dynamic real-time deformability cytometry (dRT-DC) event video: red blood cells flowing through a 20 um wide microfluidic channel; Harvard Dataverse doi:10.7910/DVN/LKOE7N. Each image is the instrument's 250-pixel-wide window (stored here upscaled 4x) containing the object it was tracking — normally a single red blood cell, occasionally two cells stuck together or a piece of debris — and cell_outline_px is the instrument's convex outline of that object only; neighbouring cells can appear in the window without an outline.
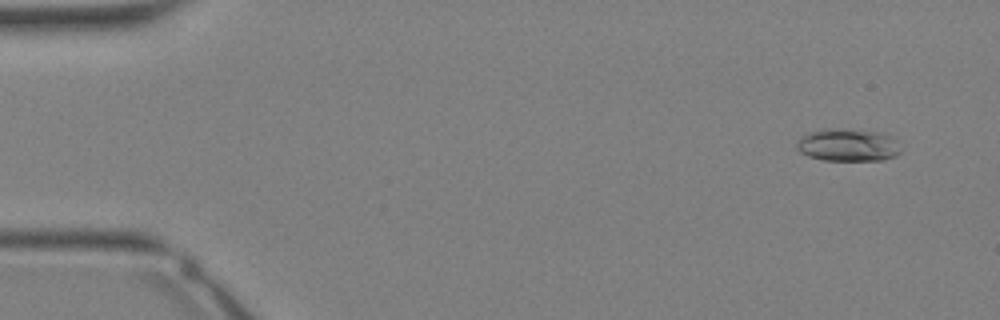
{"species": "Egyptian fruit bat (a non-hibernating species)", "species_latin": "Rousettus aegyptiacus", "temperature_condition": "warm", "stored_images_in_passage": 35, "camera_frame_rate_fps": 3000, "um_per_image_px": 0.085, "animal": {"sex": "female"}, "frame": {"image": 1, "passage_image": 3, "time_ms": 0.667, "image_size_px": [1000, 320], "cell_outline_px": [[900, 152], [896, 156], [884, 160], [824, 160], [808, 156], [800, 152], [796, 148], [796, 144], [808, 132], [884, 132], [892, 136], [896, 140]], "centroid_in_image_um": [72.14, 12.4], "position_along_channel_um": 12.9, "area_um2": 18.61}}
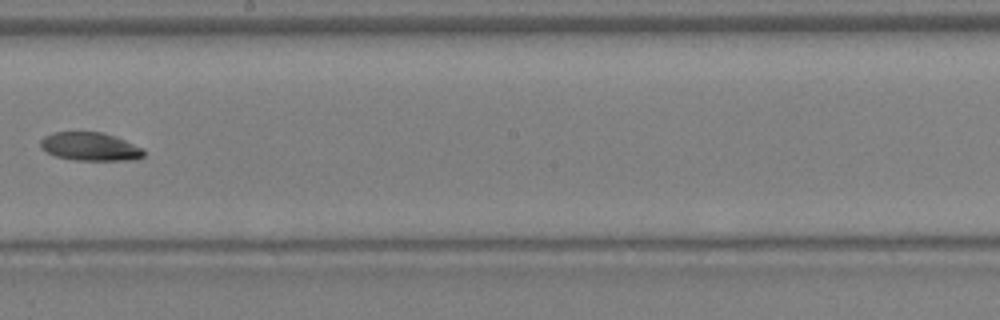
{"frame": {"image": 2, "passage_image": 21, "time_ms": 6.667, "image_size_px": [1000, 320], "cell_outline_px": [[144, 156], [136, 160], [72, 160], [56, 156], [40, 148], [40, 140], [44, 136], [52, 132], [100, 132], [124, 140], [144, 148]], "centroid_in_image_um": [7.65, 12.47], "position_along_channel_um": 240.6, "area_um2": 17.05}}
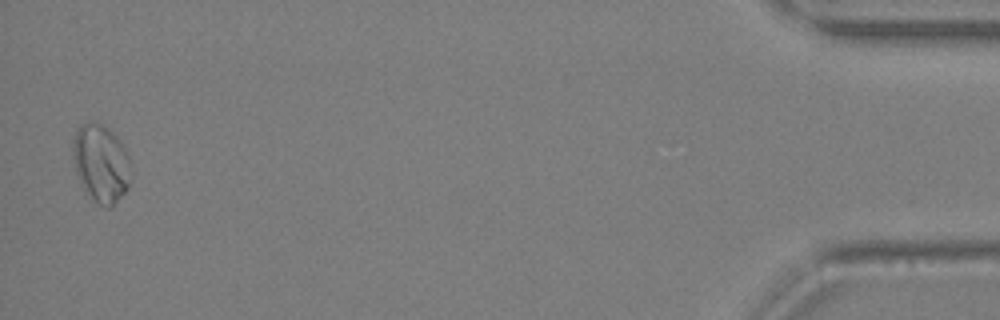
{"frame": {"image": 3, "passage_image": 35, "time_ms": 11.333, "image_size_px": [1000, 320], "cell_outline_px": [[132, 172], [128, 188], [112, 208], [104, 208], [84, 188], [76, 172], [72, 156], [72, 144], [76, 128], [80, 124], [92, 120], [108, 128], [120, 140], [128, 156]], "centroid_in_image_um": [8.59, 13.85], "position_along_channel_um": 426.6, "area_um2": 26.47}}